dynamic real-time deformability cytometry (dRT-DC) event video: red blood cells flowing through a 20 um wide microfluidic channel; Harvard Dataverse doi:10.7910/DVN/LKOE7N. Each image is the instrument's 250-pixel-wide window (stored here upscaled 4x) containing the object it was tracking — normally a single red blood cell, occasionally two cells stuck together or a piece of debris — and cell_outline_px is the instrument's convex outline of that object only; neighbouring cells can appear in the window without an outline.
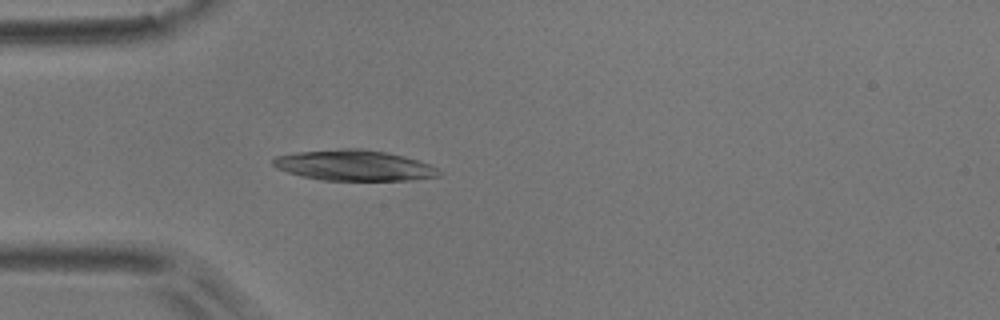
{"species": "common noctule bat (a hibernating species)", "species_latin": "Nyctalus noctula", "temperature_condition": "room temperature", "stored_images_in_passage": 3, "camera_frame_rate_fps": 3000, "um_per_image_px": 0.085, "animal": {"sex": "male", "body_mass_g": 17.9}, "frame": {"image": 1, "passage_image": 3, "time_ms": 3.333, "image_size_px": [1000, 320], "cell_outline_px": [[444, 172], [440, 176], [412, 180], [320, 180], [288, 172], [276, 168], [272, 164], [272, 160], [276, 156], [296, 152], [344, 148], [360, 148], [388, 152], [404, 156], [428, 164]], "centroid_in_image_um": [30.12, 14.05], "position_along_channel_um": 54.9, "area_um2": 29.65}}